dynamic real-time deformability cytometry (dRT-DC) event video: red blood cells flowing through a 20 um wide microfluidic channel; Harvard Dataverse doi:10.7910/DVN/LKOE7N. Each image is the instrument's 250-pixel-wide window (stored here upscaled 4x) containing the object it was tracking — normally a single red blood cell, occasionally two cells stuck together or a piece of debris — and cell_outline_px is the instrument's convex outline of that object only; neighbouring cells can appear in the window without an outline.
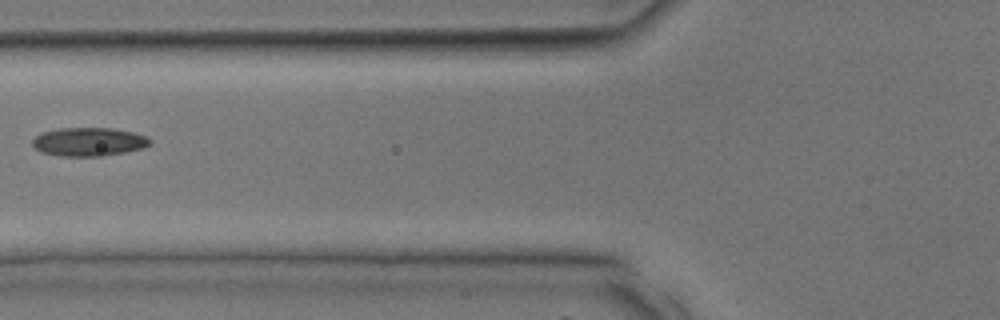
{"species": "common noctule bat (a hibernating species)", "species_latin": "Nyctalus noctula", "temperature_condition": "room temperature", "stored_images_in_passage": 7, "camera_frame_rate_fps": 3000, "um_per_image_px": 0.085, "animal": {"sex": "male", "body_mass_g": 17.9, "forearm_length_mm": 54.2}, "frame": {"image": 1, "passage_image": 6, "time_ms": 1.667, "image_size_px": [1000, 320], "cell_outline_px": [[152, 140], [148, 144], [140, 148], [124, 152], [104, 156], [60, 156], [40, 152], [32, 144], [32, 140], [36, 136], [44, 132], [60, 128], [112, 128], [132, 132], [148, 136]], "centroid_in_image_um": [7.53, 12.05], "position_along_channel_um": 118.3, "area_um2": 19.42}}